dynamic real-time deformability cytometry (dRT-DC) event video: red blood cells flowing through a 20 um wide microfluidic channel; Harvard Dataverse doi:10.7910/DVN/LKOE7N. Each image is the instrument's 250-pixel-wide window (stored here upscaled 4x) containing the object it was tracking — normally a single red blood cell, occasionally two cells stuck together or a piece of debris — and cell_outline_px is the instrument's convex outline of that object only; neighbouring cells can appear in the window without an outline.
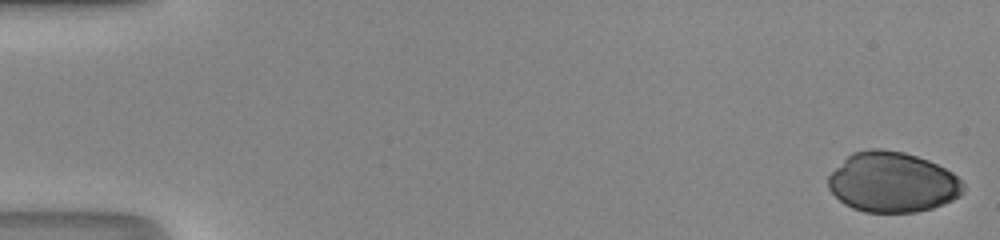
{"species": "human", "species_latin": "Homo sapiens", "temperature_condition": "room temperature", "stored_images_in_passage": 49, "camera_frame_rate_fps": 3000, "um_per_image_px": 0.085, "donor": {"sex": "male"}, "frame": {"image": 1, "passage_image": 1, "time_ms": 0.0, "image_size_px": [1000, 240], "cell_outline_px": [[964, 192], [960, 196], [944, 204], [932, 208], [916, 212], [864, 212], [852, 208], [844, 204], [828, 188], [828, 176], [852, 152], [872, 148], [880, 148], [904, 152], [928, 160], [952, 172], [964, 184]], "centroid_in_image_um": [75.86, 15.49], "position_along_channel_um": 9.1, "area_um2": 47.34}}
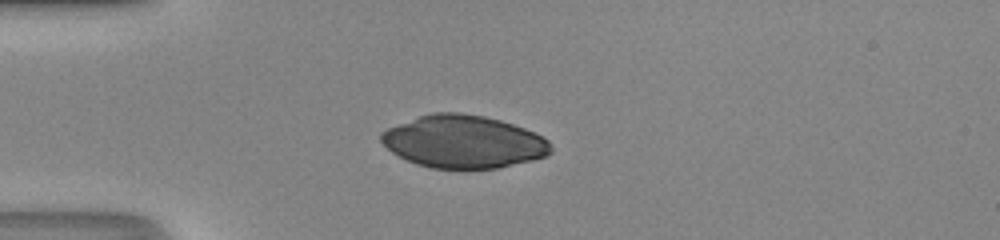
{"frame": {"image": 2, "passage_image": 14, "time_ms": 4.333, "image_size_px": [1000, 240], "cell_outline_px": [[552, 152], [548, 156], [532, 160], [496, 168], [432, 168], [416, 164], [392, 152], [380, 140], [380, 132], [388, 128], [420, 116], [432, 112], [460, 112], [484, 116], [500, 120], [524, 128], [548, 140], [552, 148]], "centroid_in_image_um": [39.4, 12.04], "position_along_channel_um": 45.6, "area_um2": 51.73}}